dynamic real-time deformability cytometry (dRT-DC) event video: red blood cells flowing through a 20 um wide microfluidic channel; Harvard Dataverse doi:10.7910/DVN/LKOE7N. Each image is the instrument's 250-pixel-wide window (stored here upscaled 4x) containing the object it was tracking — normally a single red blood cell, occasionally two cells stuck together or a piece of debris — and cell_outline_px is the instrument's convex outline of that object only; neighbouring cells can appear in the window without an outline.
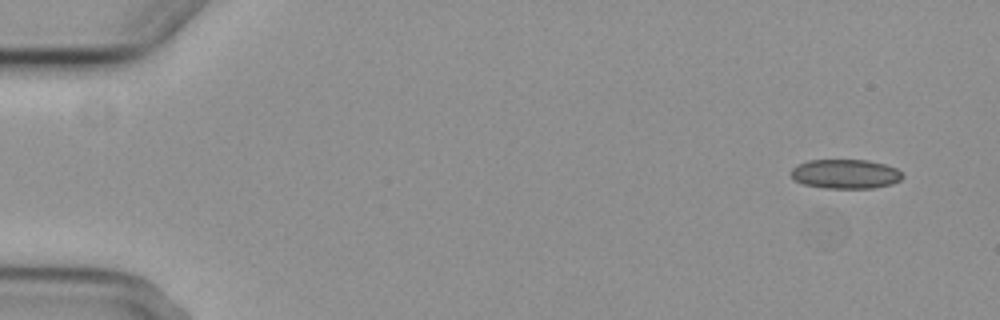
{"species": "common noctule bat (a hibernating species)", "species_latin": "Nyctalus noctula", "temperature_condition": "cold", "stored_images_in_passage": 8, "camera_frame_rate_fps": 3000, "um_per_image_px": 0.085, "animal": {"sex": "female", "body_mass_g": 29.2, "forearm_length_mm": 56.3}, "frame": {"image": 1, "passage_image": 1, "time_ms": 0.0, "image_size_px": [1000, 320], "cell_outline_px": [[904, 176], [900, 180], [892, 184], [872, 188], [824, 188], [804, 184], [792, 180], [792, 168], [796, 164], [808, 160], [868, 160], [884, 164], [896, 168]], "centroid_in_image_um": [71.84, 14.78], "position_along_channel_um": 13.2, "area_um2": 19.13}}